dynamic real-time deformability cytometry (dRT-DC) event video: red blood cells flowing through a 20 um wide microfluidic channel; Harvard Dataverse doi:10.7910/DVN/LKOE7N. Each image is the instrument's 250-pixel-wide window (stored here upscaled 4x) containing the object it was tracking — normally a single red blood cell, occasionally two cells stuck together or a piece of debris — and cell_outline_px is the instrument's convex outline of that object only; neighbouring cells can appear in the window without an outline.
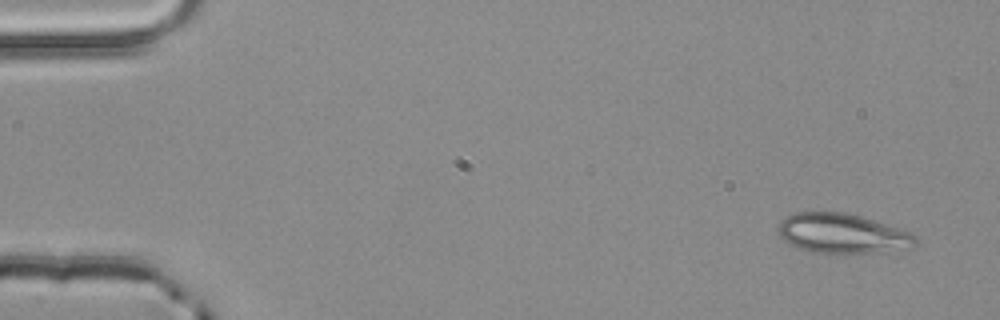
{"species": "common noctule bat (a hibernating species)", "species_latin": "Nyctalus noctula", "temperature_condition": "room temperature", "stored_images_in_passage": 4, "camera_frame_rate_fps": 3000, "um_per_image_px": 0.085, "animal": {"sex": "male", "body_mass_g": 20.4}, "frame": {"image": 1, "passage_image": 1, "time_ms": 0.0, "image_size_px": [1000, 320], "cell_outline_px": [[916, 244], [912, 248], [884, 252], [820, 252], [800, 248], [784, 240], [780, 236], [776, 228], [780, 220], [792, 212], [844, 212], [860, 216], [912, 232], [916, 236]], "centroid_in_image_um": [71.61, 19.82], "position_along_channel_um": 13.4, "area_um2": 31.62}}